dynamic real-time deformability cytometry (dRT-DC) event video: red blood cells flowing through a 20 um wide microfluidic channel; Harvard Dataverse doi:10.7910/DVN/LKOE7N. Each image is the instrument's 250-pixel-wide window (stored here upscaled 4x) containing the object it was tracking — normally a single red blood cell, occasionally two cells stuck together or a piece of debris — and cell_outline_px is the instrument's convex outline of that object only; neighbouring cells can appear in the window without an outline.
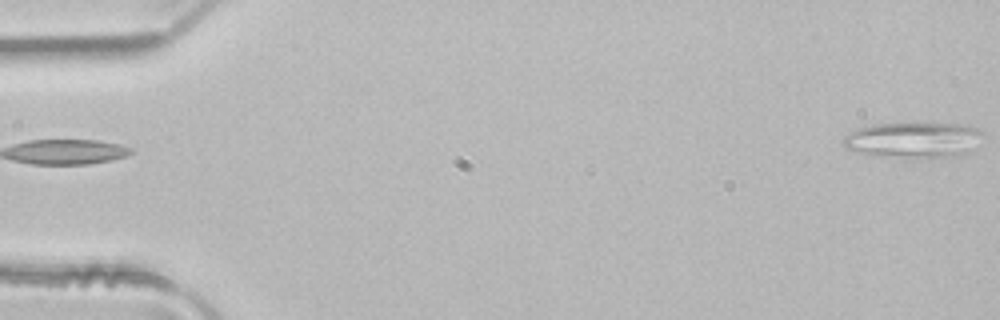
{"species": "common noctule bat (a hibernating species)", "species_latin": "Nyctalus noctula", "temperature_condition": "room temperature", "stored_images_in_passage": 4, "camera_frame_rate_fps": 3000, "um_per_image_px": 0.085, "animal": {"sex": "male", "body_mass_g": 21.5, "forearm_length_mm": 52.0}, "frame": {"image": 1, "passage_image": 1, "time_ms": 0.0, "image_size_px": [1000, 320], "cell_outline_px": [[984, 132], [956, 156], [904, 156], [860, 152], [844, 148], [844, 136], [848, 132], [872, 124], [956, 124], [976, 128]], "centroid_in_image_um": [77.51, 11.85], "position_along_channel_um": 7.5, "area_um2": 26.99}}